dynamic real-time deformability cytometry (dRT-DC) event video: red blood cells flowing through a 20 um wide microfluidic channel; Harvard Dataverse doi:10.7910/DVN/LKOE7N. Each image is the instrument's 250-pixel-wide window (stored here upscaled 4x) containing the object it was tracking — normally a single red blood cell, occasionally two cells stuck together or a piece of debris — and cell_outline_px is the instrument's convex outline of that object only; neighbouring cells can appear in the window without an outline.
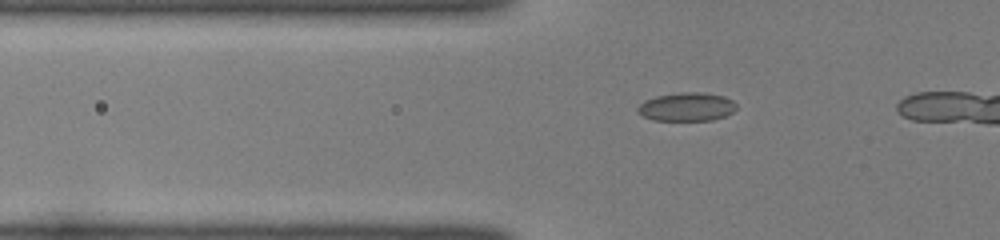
{"species": "common noctule bat (a hibernating species)", "species_latin": "Nyctalus noctula", "temperature_condition": "room temperature", "stored_images_in_passage": 27, "camera_frame_rate_fps": 3000, "um_per_image_px": 0.085, "animal": {"sex": "female", "body_mass_g": 22.0, "forearm_length_mm": 56.7}, "frame": {"image": 1, "passage_image": 14, "time_ms": 4.333, "image_size_px": [1000, 240], "cell_outline_px": [[736, 108], [732, 112], [724, 116], [712, 120], [652, 120], [644, 116], [636, 108], [644, 100], [656, 96], [680, 92], [700, 92], [724, 96], [732, 100], [736, 104]], "centroid_in_image_um": [58.37, 9.07], "position_along_channel_um": 67.4, "area_um2": 16.3}}
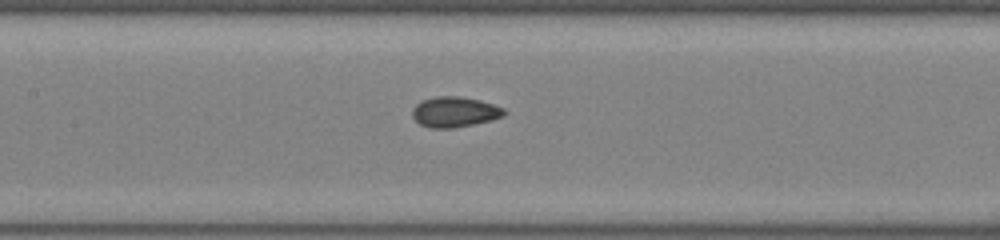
{"frame": {"image": 2, "passage_image": 22, "time_ms": 7.0, "image_size_px": [1000, 240], "cell_outline_px": [[508, 112], [504, 116], [492, 120], [452, 128], [432, 128], [420, 124], [412, 116], [412, 108], [416, 104], [424, 100], [436, 96], [460, 96], [480, 100], [504, 108]], "centroid_in_image_um": [38.66, 9.51], "position_along_channel_um": 168.7, "area_um2": 16.24}}
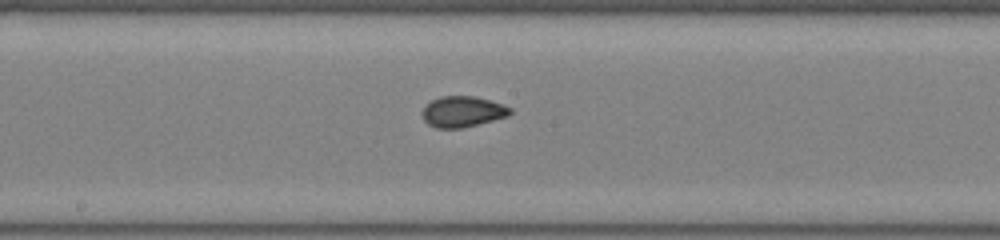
{"frame": {"image": 3, "passage_image": 25, "time_ms": 8.0, "image_size_px": [1000, 240], "cell_outline_px": [[512, 112], [508, 116], [460, 128], [436, 128], [428, 124], [424, 120], [420, 112], [432, 100], [440, 96], [476, 96], [504, 104], [512, 108]], "centroid_in_image_um": [39.32, 9.48], "position_along_channel_um": 208.9, "area_um2": 15.78}}